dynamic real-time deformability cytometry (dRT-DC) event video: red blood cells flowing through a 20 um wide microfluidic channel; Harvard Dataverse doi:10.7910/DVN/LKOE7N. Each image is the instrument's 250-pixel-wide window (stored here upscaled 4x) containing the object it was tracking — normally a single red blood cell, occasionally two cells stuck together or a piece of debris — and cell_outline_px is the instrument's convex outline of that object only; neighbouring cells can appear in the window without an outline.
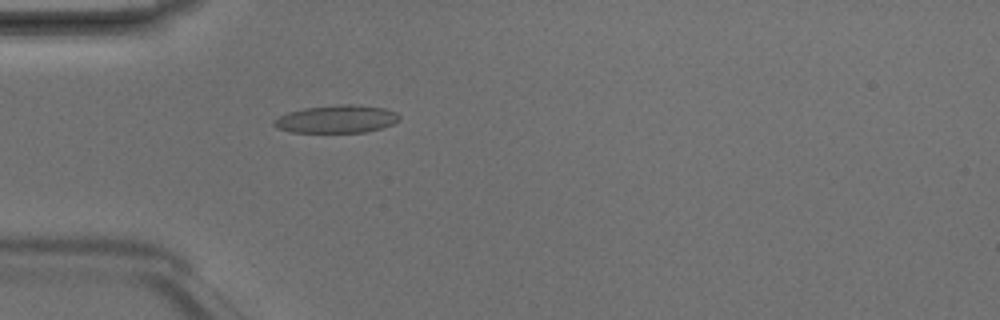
{"species": "Egyptian fruit bat (a non-hibernating species)", "species_latin": "Rousettus aegyptiacus", "temperature_condition": "room temperature", "stored_images_in_passage": 4, "camera_frame_rate_fps": 3000, "um_per_image_px": 0.085, "animal": {"sex": "male"}, "frame": {"image": 1, "passage_image": 4, "time_ms": 1.0, "image_size_px": [1000, 320], "cell_outline_px": [[400, 120], [392, 124], [380, 128], [364, 132], [292, 132], [276, 128], [272, 124], [272, 120], [288, 112], [304, 108], [340, 104], [352, 104], [384, 108], [396, 112], [400, 116]], "centroid_in_image_um": [28.59, 10.12], "position_along_channel_um": 56.4, "area_um2": 20.29}}